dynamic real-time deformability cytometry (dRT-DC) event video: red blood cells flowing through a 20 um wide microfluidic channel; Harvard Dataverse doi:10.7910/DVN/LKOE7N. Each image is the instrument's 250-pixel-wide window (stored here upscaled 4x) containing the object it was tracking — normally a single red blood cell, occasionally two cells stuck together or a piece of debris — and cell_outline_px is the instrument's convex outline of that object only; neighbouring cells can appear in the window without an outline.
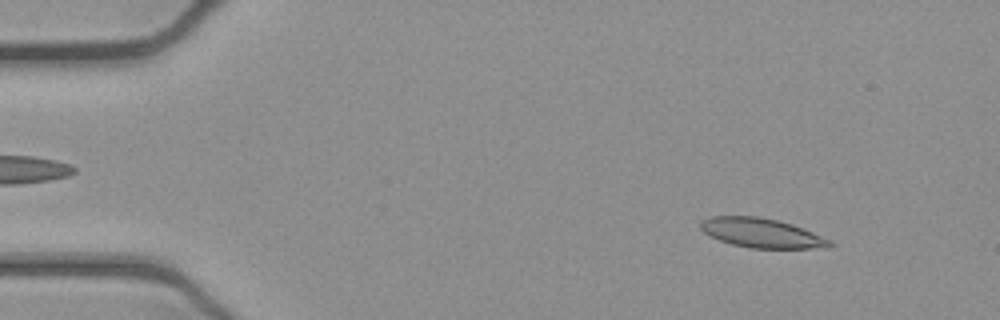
{"species": "common noctule bat (a hibernating species)", "species_latin": "Nyctalus noctula", "temperature_condition": "cold", "stored_images_in_passage": 16, "camera_frame_rate_fps": 3000, "um_per_image_px": 0.085, "animal": {"sex": "female", "body_mass_g": 21.9}, "frame": {"image": 1, "passage_image": 6, "time_ms": 1.667, "image_size_px": [1000, 320], "cell_outline_px": [[836, 244], [828, 248], [748, 248], [732, 244], [720, 240], [704, 232], [700, 228], [700, 220], [712, 216], [756, 216], [776, 220], [792, 224], [804, 228], [832, 240]], "centroid_in_image_um": [64.78, 19.81], "position_along_channel_um": 20.2, "area_um2": 22.25}}